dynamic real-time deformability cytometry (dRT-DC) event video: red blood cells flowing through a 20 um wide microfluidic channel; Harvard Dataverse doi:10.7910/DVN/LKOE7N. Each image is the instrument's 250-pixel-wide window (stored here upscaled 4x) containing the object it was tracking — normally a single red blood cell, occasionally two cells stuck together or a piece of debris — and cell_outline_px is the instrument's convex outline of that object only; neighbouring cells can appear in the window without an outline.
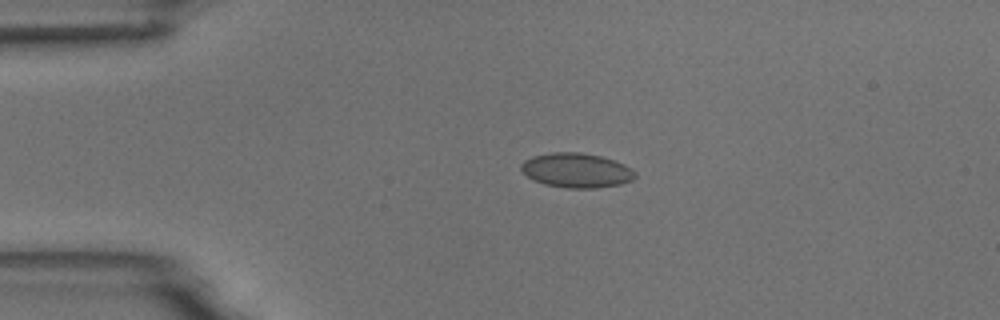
{"species": "common noctule bat (a hibernating species)", "species_latin": "Nyctalus noctula", "temperature_condition": "room temperature", "stored_images_in_passage": 4, "camera_frame_rate_fps": 3000, "um_per_image_px": 0.085, "animal": {"sex": "male", "body_mass_g": 18.8}, "frame": {"image": 1, "passage_image": 3, "time_ms": 2.333, "image_size_px": [1000, 320], "cell_outline_px": [[636, 176], [632, 180], [620, 184], [596, 188], [568, 188], [544, 184], [528, 176], [520, 168], [520, 164], [524, 160], [532, 156], [552, 152], [580, 152], [600, 156], [624, 164], [632, 168], [636, 172]], "centroid_in_image_um": [49.01, 14.47], "position_along_channel_um": 36.0, "area_um2": 22.89}}